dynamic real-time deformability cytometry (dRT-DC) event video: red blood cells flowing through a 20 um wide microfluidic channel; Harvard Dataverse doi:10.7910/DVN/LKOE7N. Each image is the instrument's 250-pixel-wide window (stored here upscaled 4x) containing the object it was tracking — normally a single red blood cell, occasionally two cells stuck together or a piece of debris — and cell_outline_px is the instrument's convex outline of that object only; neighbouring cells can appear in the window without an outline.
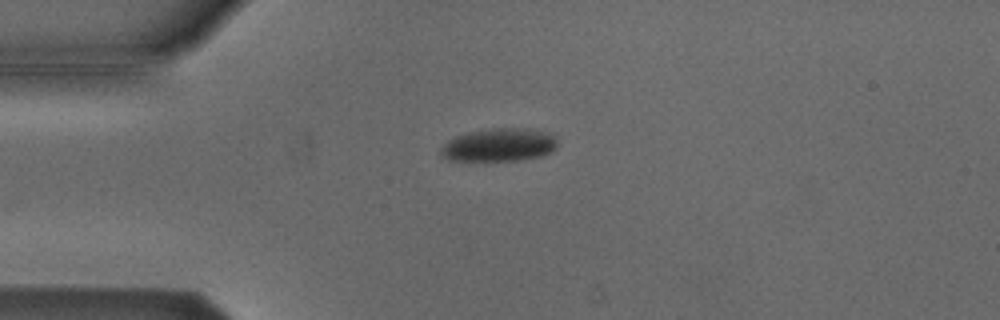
{"species": "Egyptian fruit bat (a non-hibernating species)", "species_latin": "Rousettus aegyptiacus", "temperature_condition": "cold", "stored_images_in_passage": 6, "camera_frame_rate_fps": 3000, "um_per_image_px": 0.085, "animal": {"sex": "male"}, "frame": {"image": 1, "passage_image": 2, "time_ms": 0.333, "image_size_px": [1000, 320], "cell_outline_px": [[556, 148], [540, 156], [516, 160], [448, 160], [440, 152], [440, 148], [448, 140], [456, 136], [472, 132], [496, 128], [516, 128], [540, 132], [556, 136]], "centroid_in_image_um": [42.38, 12.33], "position_along_channel_um": 42.6, "area_um2": 21.73}}
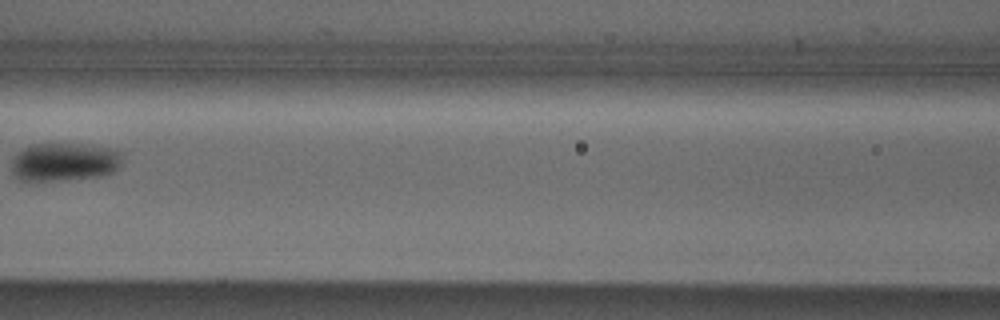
{"frame": {"image": 2, "passage_image": 5, "time_ms": 1.333, "image_size_px": [1000, 320], "cell_outline_px": [[124, 156], [120, 164], [112, 172], [100, 176], [56, 180], [20, 180], [12, 172], [12, 160], [24, 148], [32, 144], [84, 144], [108, 148], [124, 152]], "centroid_in_image_um": [5.5, 13.75], "position_along_channel_um": 161.1, "area_um2": 24.45}}
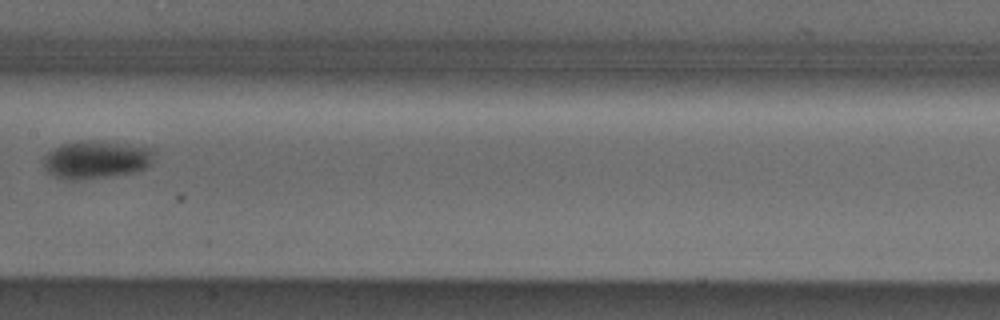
{"frame": {"image": 3, "passage_image": 6, "time_ms": 1.667, "image_size_px": [1000, 320], "cell_outline_px": [[152, 164], [144, 168], [132, 172], [108, 176], [76, 180], [72, 180], [52, 176], [44, 168], [44, 156], [48, 152], [60, 144], [84, 140], [88, 140], [152, 148]], "centroid_in_image_um": [8.11, 13.57], "position_along_channel_um": 199.3, "area_um2": 23.99}}